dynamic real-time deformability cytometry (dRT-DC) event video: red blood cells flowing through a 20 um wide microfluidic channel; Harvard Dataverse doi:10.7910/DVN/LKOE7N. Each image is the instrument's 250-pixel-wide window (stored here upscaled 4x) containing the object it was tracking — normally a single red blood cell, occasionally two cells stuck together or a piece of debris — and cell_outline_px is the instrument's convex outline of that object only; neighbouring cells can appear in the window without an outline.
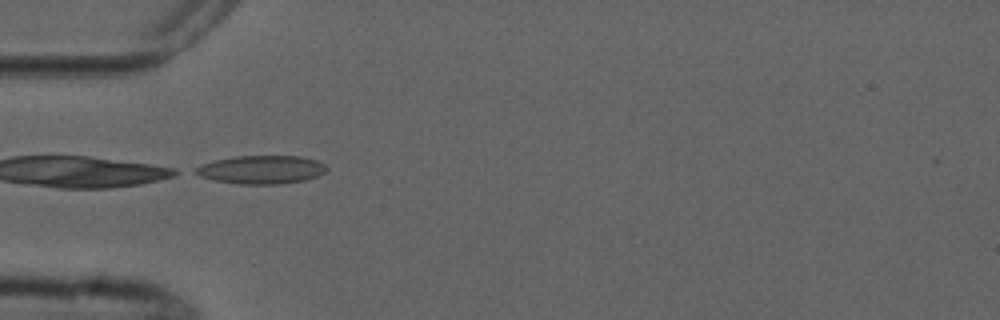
{"species": "common noctule bat (a hibernating species)", "species_latin": "Nyctalus noctula", "temperature_condition": "cold", "stored_images_in_passage": 6, "camera_frame_rate_fps": 3000, "um_per_image_px": 0.085, "animal": {"sex": "male", "forearm_length_mm": 52.5}, "frame": {"image": 1, "passage_image": 5, "time_ms": 4.667, "image_size_px": [1000, 320], "cell_outline_px": [[328, 168], [324, 172], [316, 176], [304, 180], [280, 184], [240, 184], [212, 180], [200, 176], [192, 172], [192, 168], [200, 164], [212, 160], [236, 156], [300, 156], [316, 160], [324, 164]], "centroid_in_image_um": [22.13, 14.41], "position_along_channel_um": 62.9, "area_um2": 21.85}}
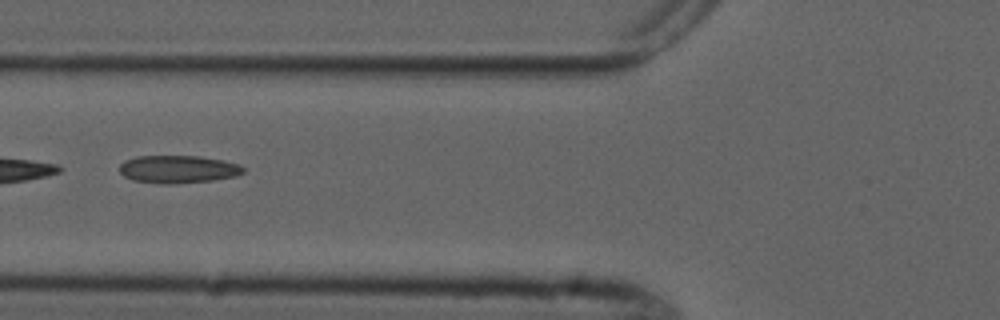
{"frame": {"image": 2, "passage_image": 6, "time_ms": 6.0, "image_size_px": [1000, 320], "cell_outline_px": [[244, 172], [236, 176], [212, 180], [172, 184], [164, 184], [132, 180], [124, 176], [120, 172], [120, 164], [124, 160], [136, 156], [200, 156], [224, 160], [240, 164], [244, 168]], "centroid_in_image_um": [15.14, 14.38], "position_along_channel_um": 110.7, "area_um2": 20.11}}